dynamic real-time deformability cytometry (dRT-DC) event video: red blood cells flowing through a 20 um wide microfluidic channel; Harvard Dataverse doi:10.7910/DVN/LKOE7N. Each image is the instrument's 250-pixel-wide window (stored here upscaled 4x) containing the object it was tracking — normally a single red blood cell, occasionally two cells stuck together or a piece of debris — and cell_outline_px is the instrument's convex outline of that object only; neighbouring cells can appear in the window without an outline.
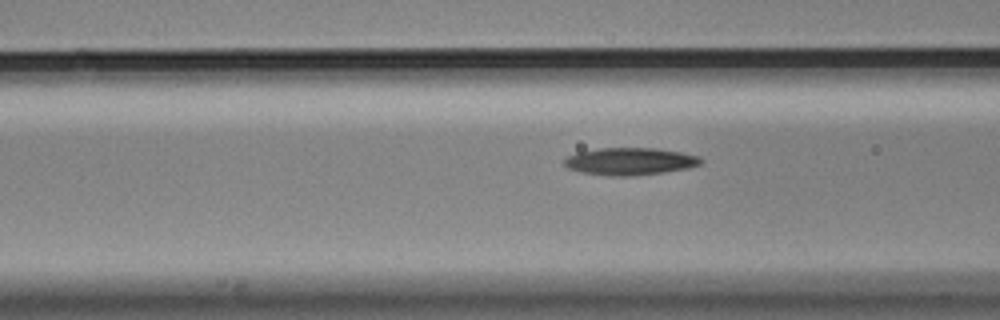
{"species": "Egyptian fruit bat (a non-hibernating species)", "species_latin": "Rousettus aegyptiacus", "temperature_condition": "cold", "stored_images_in_passage": 20, "camera_frame_rate_fps": 3000, "um_per_image_px": 0.085, "animal": {"sex": "male"}, "frame": {"image": 1, "passage_image": 18, "time_ms": 5.667, "image_size_px": [1000, 320], "cell_outline_px": [[704, 160], [700, 164], [688, 168], [660, 172], [624, 176], [616, 176], [584, 172], [568, 168], [564, 164], [564, 160], [568, 156], [576, 152], [600, 148], [656, 148], [680, 152], [700, 156]], "centroid_in_image_um": [53.56, 13.69], "position_along_channel_um": 113.0, "area_um2": 21.39}}